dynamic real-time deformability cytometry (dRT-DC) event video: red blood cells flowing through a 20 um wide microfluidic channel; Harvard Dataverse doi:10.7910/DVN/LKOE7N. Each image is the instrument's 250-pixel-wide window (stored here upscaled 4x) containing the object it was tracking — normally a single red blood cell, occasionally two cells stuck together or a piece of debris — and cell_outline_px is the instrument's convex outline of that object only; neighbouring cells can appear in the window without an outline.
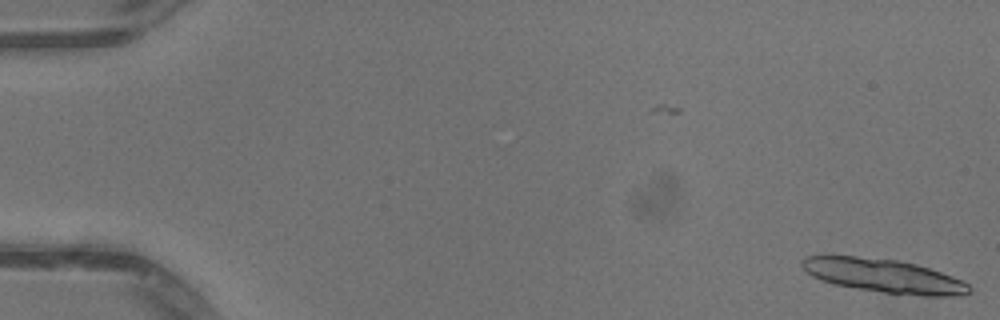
{"species": "common noctule bat (a hibernating species)", "species_latin": "Nyctalus noctula", "temperature_condition": "warm", "stored_images_in_passage": 16, "camera_frame_rate_fps": 3000, "um_per_image_px": 0.085, "animal": {"sex": "male", "body_mass_g": 13.3}, "frame": {"image": 1, "passage_image": 1, "time_ms": 0.0, "image_size_px": [1000, 320], "cell_outline_px": [[972, 288], [968, 292], [960, 296], [920, 296], [884, 292], [856, 288], [836, 284], [820, 280], [812, 276], [800, 264], [800, 260], [804, 256], [856, 256], [896, 260], [916, 264], [952, 276], [968, 284]], "centroid_in_image_um": [75.11, 23.44], "position_along_channel_um": 9.9, "area_um2": 32.54}}